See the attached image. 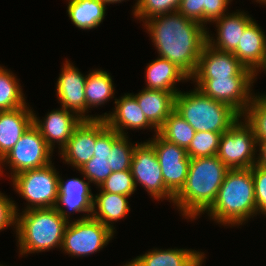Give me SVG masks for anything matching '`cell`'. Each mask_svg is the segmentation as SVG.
I'll return each mask as SVG.
<instances>
[{"label": "cell", "instance_id": "obj_12", "mask_svg": "<svg viewBox=\"0 0 266 266\" xmlns=\"http://www.w3.org/2000/svg\"><path fill=\"white\" fill-rule=\"evenodd\" d=\"M147 142L154 148L165 186L176 195L186 182L191 158L187 150L163 139L158 133Z\"/></svg>", "mask_w": 266, "mask_h": 266}, {"label": "cell", "instance_id": "obj_2", "mask_svg": "<svg viewBox=\"0 0 266 266\" xmlns=\"http://www.w3.org/2000/svg\"><path fill=\"white\" fill-rule=\"evenodd\" d=\"M228 168L216 156L191 158L186 182L174 196L173 205L191 221L214 203Z\"/></svg>", "mask_w": 266, "mask_h": 266}, {"label": "cell", "instance_id": "obj_15", "mask_svg": "<svg viewBox=\"0 0 266 266\" xmlns=\"http://www.w3.org/2000/svg\"><path fill=\"white\" fill-rule=\"evenodd\" d=\"M62 71L56 83V95L61 107L75 112L83 120H95L98 117L86 115L84 75L70 61L63 63Z\"/></svg>", "mask_w": 266, "mask_h": 266}, {"label": "cell", "instance_id": "obj_33", "mask_svg": "<svg viewBox=\"0 0 266 266\" xmlns=\"http://www.w3.org/2000/svg\"><path fill=\"white\" fill-rule=\"evenodd\" d=\"M221 133L195 132L189 147L186 149L190 158L209 157L217 155Z\"/></svg>", "mask_w": 266, "mask_h": 266}, {"label": "cell", "instance_id": "obj_32", "mask_svg": "<svg viewBox=\"0 0 266 266\" xmlns=\"http://www.w3.org/2000/svg\"><path fill=\"white\" fill-rule=\"evenodd\" d=\"M180 3L181 0H137L132 12L134 17L144 22L159 15L176 12Z\"/></svg>", "mask_w": 266, "mask_h": 266}, {"label": "cell", "instance_id": "obj_35", "mask_svg": "<svg viewBox=\"0 0 266 266\" xmlns=\"http://www.w3.org/2000/svg\"><path fill=\"white\" fill-rule=\"evenodd\" d=\"M99 191L131 196L136 190L134 178L130 170L112 172L98 187Z\"/></svg>", "mask_w": 266, "mask_h": 266}, {"label": "cell", "instance_id": "obj_30", "mask_svg": "<svg viewBox=\"0 0 266 266\" xmlns=\"http://www.w3.org/2000/svg\"><path fill=\"white\" fill-rule=\"evenodd\" d=\"M16 76L0 66V111H10L25 106V97Z\"/></svg>", "mask_w": 266, "mask_h": 266}, {"label": "cell", "instance_id": "obj_31", "mask_svg": "<svg viewBox=\"0 0 266 266\" xmlns=\"http://www.w3.org/2000/svg\"><path fill=\"white\" fill-rule=\"evenodd\" d=\"M253 130L257 142L266 141V94L254 95L241 116ZM245 119V120H244Z\"/></svg>", "mask_w": 266, "mask_h": 266}, {"label": "cell", "instance_id": "obj_27", "mask_svg": "<svg viewBox=\"0 0 266 266\" xmlns=\"http://www.w3.org/2000/svg\"><path fill=\"white\" fill-rule=\"evenodd\" d=\"M67 12L72 23L83 30L97 28L106 14V3L101 0H68Z\"/></svg>", "mask_w": 266, "mask_h": 266}, {"label": "cell", "instance_id": "obj_39", "mask_svg": "<svg viewBox=\"0 0 266 266\" xmlns=\"http://www.w3.org/2000/svg\"><path fill=\"white\" fill-rule=\"evenodd\" d=\"M177 11L203 25V0H181Z\"/></svg>", "mask_w": 266, "mask_h": 266}, {"label": "cell", "instance_id": "obj_24", "mask_svg": "<svg viewBox=\"0 0 266 266\" xmlns=\"http://www.w3.org/2000/svg\"><path fill=\"white\" fill-rule=\"evenodd\" d=\"M177 93L144 88L133 96L147 120L158 130L175 109Z\"/></svg>", "mask_w": 266, "mask_h": 266}, {"label": "cell", "instance_id": "obj_28", "mask_svg": "<svg viewBox=\"0 0 266 266\" xmlns=\"http://www.w3.org/2000/svg\"><path fill=\"white\" fill-rule=\"evenodd\" d=\"M112 77L101 69L91 70L88 73L85 84L86 112L90 108L101 106L111 98H114L115 89Z\"/></svg>", "mask_w": 266, "mask_h": 266}, {"label": "cell", "instance_id": "obj_25", "mask_svg": "<svg viewBox=\"0 0 266 266\" xmlns=\"http://www.w3.org/2000/svg\"><path fill=\"white\" fill-rule=\"evenodd\" d=\"M146 67L147 89L179 92L176 82L190 80V78L168 59L158 57Z\"/></svg>", "mask_w": 266, "mask_h": 266}, {"label": "cell", "instance_id": "obj_4", "mask_svg": "<svg viewBox=\"0 0 266 266\" xmlns=\"http://www.w3.org/2000/svg\"><path fill=\"white\" fill-rule=\"evenodd\" d=\"M68 223L55 207L17 213L15 233L20 255L61 248Z\"/></svg>", "mask_w": 266, "mask_h": 266}, {"label": "cell", "instance_id": "obj_37", "mask_svg": "<svg viewBox=\"0 0 266 266\" xmlns=\"http://www.w3.org/2000/svg\"><path fill=\"white\" fill-rule=\"evenodd\" d=\"M0 192V231L6 229L9 226H14L16 229L17 213L18 210L13 200H10Z\"/></svg>", "mask_w": 266, "mask_h": 266}, {"label": "cell", "instance_id": "obj_3", "mask_svg": "<svg viewBox=\"0 0 266 266\" xmlns=\"http://www.w3.org/2000/svg\"><path fill=\"white\" fill-rule=\"evenodd\" d=\"M207 212L218 224L231 227L245 224L257 216L251 169H229Z\"/></svg>", "mask_w": 266, "mask_h": 266}, {"label": "cell", "instance_id": "obj_42", "mask_svg": "<svg viewBox=\"0 0 266 266\" xmlns=\"http://www.w3.org/2000/svg\"><path fill=\"white\" fill-rule=\"evenodd\" d=\"M256 2H259V3H261V4H264V5H266V0H255Z\"/></svg>", "mask_w": 266, "mask_h": 266}, {"label": "cell", "instance_id": "obj_23", "mask_svg": "<svg viewBox=\"0 0 266 266\" xmlns=\"http://www.w3.org/2000/svg\"><path fill=\"white\" fill-rule=\"evenodd\" d=\"M33 113L27 104L15 110L0 111V160L33 124Z\"/></svg>", "mask_w": 266, "mask_h": 266}, {"label": "cell", "instance_id": "obj_5", "mask_svg": "<svg viewBox=\"0 0 266 266\" xmlns=\"http://www.w3.org/2000/svg\"><path fill=\"white\" fill-rule=\"evenodd\" d=\"M189 92L179 91L175 96V111L195 132H226L242 117L229 105L205 96L194 86Z\"/></svg>", "mask_w": 266, "mask_h": 266}, {"label": "cell", "instance_id": "obj_14", "mask_svg": "<svg viewBox=\"0 0 266 266\" xmlns=\"http://www.w3.org/2000/svg\"><path fill=\"white\" fill-rule=\"evenodd\" d=\"M120 136L107 126L104 119H96V144L94 156L78 171L83 177L98 187L111 175V149Z\"/></svg>", "mask_w": 266, "mask_h": 266}, {"label": "cell", "instance_id": "obj_29", "mask_svg": "<svg viewBox=\"0 0 266 266\" xmlns=\"http://www.w3.org/2000/svg\"><path fill=\"white\" fill-rule=\"evenodd\" d=\"M158 134L166 141L187 149L194 138L195 130L173 110L158 129Z\"/></svg>", "mask_w": 266, "mask_h": 266}, {"label": "cell", "instance_id": "obj_1", "mask_svg": "<svg viewBox=\"0 0 266 266\" xmlns=\"http://www.w3.org/2000/svg\"><path fill=\"white\" fill-rule=\"evenodd\" d=\"M143 23L158 56L168 59L191 78L207 43V27L178 11L147 19Z\"/></svg>", "mask_w": 266, "mask_h": 266}, {"label": "cell", "instance_id": "obj_10", "mask_svg": "<svg viewBox=\"0 0 266 266\" xmlns=\"http://www.w3.org/2000/svg\"><path fill=\"white\" fill-rule=\"evenodd\" d=\"M130 171L136 187L141 184L153 199L166 198L173 203L175 195L165 186L158 158L148 142L136 145Z\"/></svg>", "mask_w": 266, "mask_h": 266}, {"label": "cell", "instance_id": "obj_6", "mask_svg": "<svg viewBox=\"0 0 266 266\" xmlns=\"http://www.w3.org/2000/svg\"><path fill=\"white\" fill-rule=\"evenodd\" d=\"M59 172L52 162L44 167L30 169L14 175V190L28 204L24 210L55 207L59 194Z\"/></svg>", "mask_w": 266, "mask_h": 266}, {"label": "cell", "instance_id": "obj_20", "mask_svg": "<svg viewBox=\"0 0 266 266\" xmlns=\"http://www.w3.org/2000/svg\"><path fill=\"white\" fill-rule=\"evenodd\" d=\"M233 54L256 76L261 69L266 71V35L256 21L245 28Z\"/></svg>", "mask_w": 266, "mask_h": 266}, {"label": "cell", "instance_id": "obj_21", "mask_svg": "<svg viewBox=\"0 0 266 266\" xmlns=\"http://www.w3.org/2000/svg\"><path fill=\"white\" fill-rule=\"evenodd\" d=\"M229 12L222 17L215 19L212 23L216 24L217 36L211 37L207 31V44L214 49L224 52H234L240 42L245 28L254 20L244 11Z\"/></svg>", "mask_w": 266, "mask_h": 266}, {"label": "cell", "instance_id": "obj_13", "mask_svg": "<svg viewBox=\"0 0 266 266\" xmlns=\"http://www.w3.org/2000/svg\"><path fill=\"white\" fill-rule=\"evenodd\" d=\"M222 77H256L232 52L214 49L207 43L199 57L195 74L190 79H216Z\"/></svg>", "mask_w": 266, "mask_h": 266}, {"label": "cell", "instance_id": "obj_19", "mask_svg": "<svg viewBox=\"0 0 266 266\" xmlns=\"http://www.w3.org/2000/svg\"><path fill=\"white\" fill-rule=\"evenodd\" d=\"M96 144V119L83 120L73 131L67 144L59 151L61 158L79 170L93 156Z\"/></svg>", "mask_w": 266, "mask_h": 266}, {"label": "cell", "instance_id": "obj_22", "mask_svg": "<svg viewBox=\"0 0 266 266\" xmlns=\"http://www.w3.org/2000/svg\"><path fill=\"white\" fill-rule=\"evenodd\" d=\"M205 254L191 249H154L123 266H202Z\"/></svg>", "mask_w": 266, "mask_h": 266}, {"label": "cell", "instance_id": "obj_17", "mask_svg": "<svg viewBox=\"0 0 266 266\" xmlns=\"http://www.w3.org/2000/svg\"><path fill=\"white\" fill-rule=\"evenodd\" d=\"M89 184L90 182L84 181V178H72L64 181L59 176V194L55 208L67 222H70V212L88 213L85 214L87 218L92 216L94 196ZM66 209L70 211L68 212Z\"/></svg>", "mask_w": 266, "mask_h": 266}, {"label": "cell", "instance_id": "obj_41", "mask_svg": "<svg viewBox=\"0 0 266 266\" xmlns=\"http://www.w3.org/2000/svg\"><path fill=\"white\" fill-rule=\"evenodd\" d=\"M103 1L104 3H106L107 5L110 3V4H115V3H120V2H123L125 0H101Z\"/></svg>", "mask_w": 266, "mask_h": 266}, {"label": "cell", "instance_id": "obj_36", "mask_svg": "<svg viewBox=\"0 0 266 266\" xmlns=\"http://www.w3.org/2000/svg\"><path fill=\"white\" fill-rule=\"evenodd\" d=\"M250 169L254 182L257 214L261 212V214L266 216V169L256 164Z\"/></svg>", "mask_w": 266, "mask_h": 266}, {"label": "cell", "instance_id": "obj_9", "mask_svg": "<svg viewBox=\"0 0 266 266\" xmlns=\"http://www.w3.org/2000/svg\"><path fill=\"white\" fill-rule=\"evenodd\" d=\"M257 141L252 128L240 119L223 132L217 157L228 169L251 168L256 164Z\"/></svg>", "mask_w": 266, "mask_h": 266}, {"label": "cell", "instance_id": "obj_38", "mask_svg": "<svg viewBox=\"0 0 266 266\" xmlns=\"http://www.w3.org/2000/svg\"><path fill=\"white\" fill-rule=\"evenodd\" d=\"M232 0H203V26L227 13ZM206 23V24H205Z\"/></svg>", "mask_w": 266, "mask_h": 266}, {"label": "cell", "instance_id": "obj_16", "mask_svg": "<svg viewBox=\"0 0 266 266\" xmlns=\"http://www.w3.org/2000/svg\"><path fill=\"white\" fill-rule=\"evenodd\" d=\"M33 114V124L40 130L42 137L52 150L56 145L55 142L59 145V150L62 149L75 128L83 121L75 112L63 107L48 112L44 120H40L36 113Z\"/></svg>", "mask_w": 266, "mask_h": 266}, {"label": "cell", "instance_id": "obj_18", "mask_svg": "<svg viewBox=\"0 0 266 266\" xmlns=\"http://www.w3.org/2000/svg\"><path fill=\"white\" fill-rule=\"evenodd\" d=\"M116 105L111 113L97 116L98 119H104L108 127L117 131L120 135H127L124 129H145L154 128L155 133L158 130L147 120L137 99L131 93L124 94L120 99H114Z\"/></svg>", "mask_w": 266, "mask_h": 266}, {"label": "cell", "instance_id": "obj_8", "mask_svg": "<svg viewBox=\"0 0 266 266\" xmlns=\"http://www.w3.org/2000/svg\"><path fill=\"white\" fill-rule=\"evenodd\" d=\"M53 150L47 145L40 130L32 124L15 146L0 160V175L8 165L11 178L23 171L44 167L52 161ZM4 164V165H3ZM2 165V166H1Z\"/></svg>", "mask_w": 266, "mask_h": 266}, {"label": "cell", "instance_id": "obj_11", "mask_svg": "<svg viewBox=\"0 0 266 266\" xmlns=\"http://www.w3.org/2000/svg\"><path fill=\"white\" fill-rule=\"evenodd\" d=\"M196 82V88L205 96L225 103L234 109L240 116L255 94L252 86L256 77H222L216 79H190ZM251 89V90H250Z\"/></svg>", "mask_w": 266, "mask_h": 266}, {"label": "cell", "instance_id": "obj_26", "mask_svg": "<svg viewBox=\"0 0 266 266\" xmlns=\"http://www.w3.org/2000/svg\"><path fill=\"white\" fill-rule=\"evenodd\" d=\"M122 194H114L100 191L99 194L93 197V212L92 218L100 221L114 231V222L124 219L130 211L128 198Z\"/></svg>", "mask_w": 266, "mask_h": 266}, {"label": "cell", "instance_id": "obj_40", "mask_svg": "<svg viewBox=\"0 0 266 266\" xmlns=\"http://www.w3.org/2000/svg\"><path fill=\"white\" fill-rule=\"evenodd\" d=\"M257 146H259V156L256 159V165L266 169V141L257 142Z\"/></svg>", "mask_w": 266, "mask_h": 266}, {"label": "cell", "instance_id": "obj_7", "mask_svg": "<svg viewBox=\"0 0 266 266\" xmlns=\"http://www.w3.org/2000/svg\"><path fill=\"white\" fill-rule=\"evenodd\" d=\"M113 236L114 232L100 221L83 215L67 224L61 249L71 257H85L107 246Z\"/></svg>", "mask_w": 266, "mask_h": 266}, {"label": "cell", "instance_id": "obj_34", "mask_svg": "<svg viewBox=\"0 0 266 266\" xmlns=\"http://www.w3.org/2000/svg\"><path fill=\"white\" fill-rule=\"evenodd\" d=\"M137 145L129 142L127 135H120L112 144L111 171L130 170L134 149Z\"/></svg>", "mask_w": 266, "mask_h": 266}]
</instances>
